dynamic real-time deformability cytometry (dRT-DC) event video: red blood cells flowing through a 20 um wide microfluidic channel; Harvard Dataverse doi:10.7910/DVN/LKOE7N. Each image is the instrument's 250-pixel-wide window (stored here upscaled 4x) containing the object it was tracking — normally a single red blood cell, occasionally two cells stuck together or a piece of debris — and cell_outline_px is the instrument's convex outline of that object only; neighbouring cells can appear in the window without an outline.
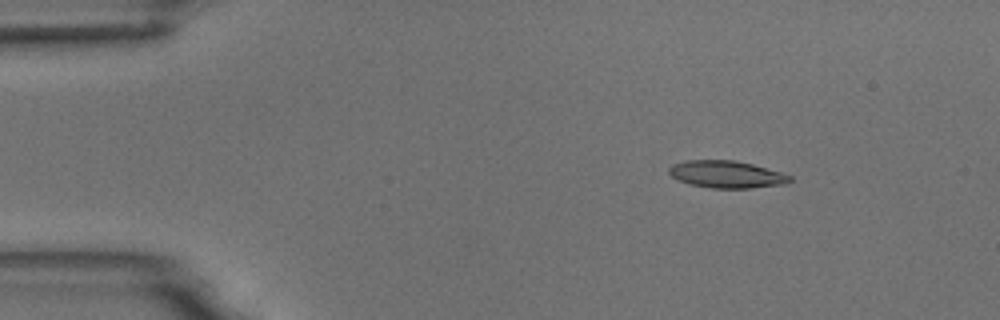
{"species": "common noctule bat (a hibernating species)", "species_latin": "Nyctalus noctula", "temperature_condition": "room temperature", "stored_images_in_passage": 5, "camera_frame_rate_fps": 3000, "um_per_image_px": 0.085, "animal": {"sex": "male", "body_mass_g": 18.8}, "frame": {"image": 1, "passage_image": 2, "time_ms": 1.0, "image_size_px": [1000, 320], "cell_outline_px": [[792, 180], [788, 184], [752, 188], [712, 188], [688, 184], [676, 180], [668, 172], [668, 168], [672, 164], [684, 160], [736, 160], [752, 164], [780, 172], [792, 176]], "centroid_in_image_um": [61.74, 14.82], "position_along_channel_um": 23.3, "area_um2": 19.42}}
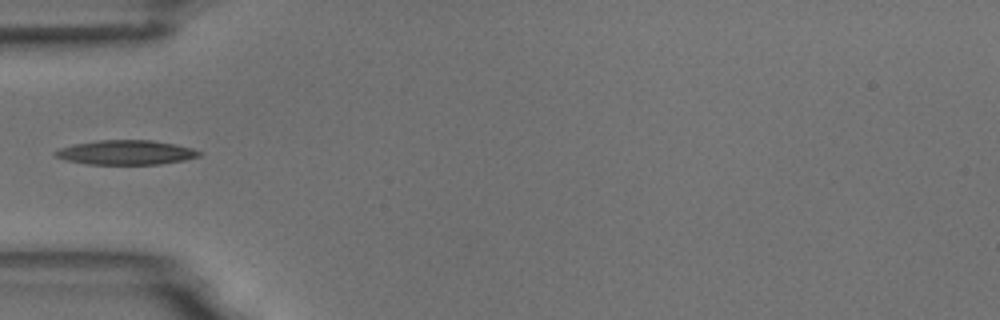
{"frame": {"image": 2, "passage_image": 5, "time_ms": 4.333, "image_size_px": [1000, 320], "cell_outline_px": [[200, 156], [184, 160], [160, 164], [88, 164], [64, 160], [56, 156], [52, 152], [60, 148], [72, 144], [96, 140], [152, 140], [176, 144], [192, 148], [200, 152]], "centroid_in_image_um": [10.67, 12.95], "position_along_channel_um": 74.3, "area_um2": 20.58}}